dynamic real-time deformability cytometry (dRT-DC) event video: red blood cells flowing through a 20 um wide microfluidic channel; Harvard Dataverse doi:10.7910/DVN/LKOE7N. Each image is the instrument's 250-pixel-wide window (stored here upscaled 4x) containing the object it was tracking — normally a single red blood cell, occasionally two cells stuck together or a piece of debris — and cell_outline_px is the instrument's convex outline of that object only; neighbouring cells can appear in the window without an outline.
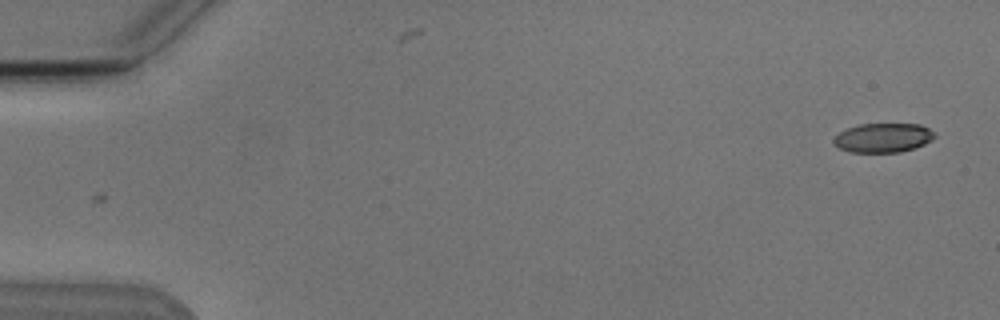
{"species": "Egyptian fruit bat (a non-hibernating species)", "species_latin": "Rousettus aegyptiacus", "temperature_condition": "cold", "stored_images_in_passage": 2, "camera_frame_rate_fps": 3000, "um_per_image_px": 0.085, "animal": {"sex": "male"}, "frame": {"image": 1, "passage_image": 2, "time_ms": 1.333, "image_size_px": [1000, 320], "cell_outline_px": [[936, 136], [932, 140], [916, 148], [900, 152], [848, 152], [840, 148], [832, 140], [840, 132], [848, 128], [860, 124], [920, 124], [928, 128]], "centroid_in_image_um": [75.08, 11.71], "position_along_channel_um": 9.9, "area_um2": 17.11}}